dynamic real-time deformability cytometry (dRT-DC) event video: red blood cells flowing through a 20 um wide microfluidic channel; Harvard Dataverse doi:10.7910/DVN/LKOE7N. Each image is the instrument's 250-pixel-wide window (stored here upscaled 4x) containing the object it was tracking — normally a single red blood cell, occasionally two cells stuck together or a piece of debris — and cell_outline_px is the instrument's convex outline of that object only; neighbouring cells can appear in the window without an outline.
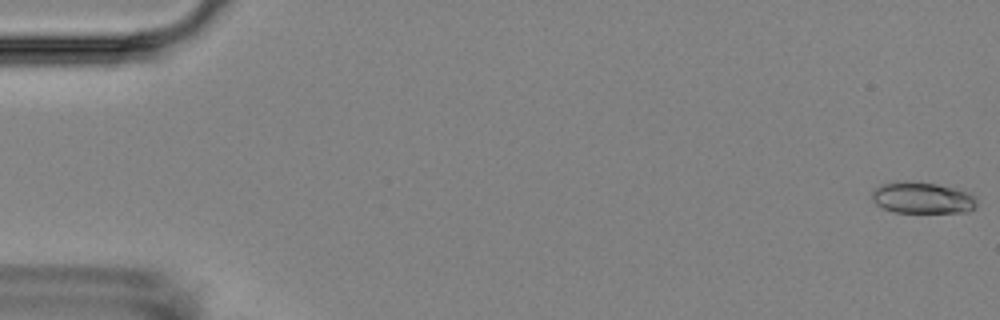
{"species": "Egyptian fruit bat (a non-hibernating species)", "species_latin": "Rousettus aegyptiacus", "temperature_condition": "room temperature", "stored_images_in_passage": 5, "camera_frame_rate_fps": 3000, "um_per_image_px": 0.085, "animal": {"sex": "female"}, "frame": {"image": 1, "passage_image": 1, "time_ms": 0.0, "image_size_px": [1000, 320], "cell_outline_px": [[976, 208], [968, 212], [896, 212], [884, 208], [876, 204], [872, 200], [872, 192], [880, 184], [896, 180], [908, 180], [936, 184], [972, 192], [976, 196]], "centroid_in_image_um": [78.42, 16.79], "position_along_channel_um": 6.6, "area_um2": 19.54}}